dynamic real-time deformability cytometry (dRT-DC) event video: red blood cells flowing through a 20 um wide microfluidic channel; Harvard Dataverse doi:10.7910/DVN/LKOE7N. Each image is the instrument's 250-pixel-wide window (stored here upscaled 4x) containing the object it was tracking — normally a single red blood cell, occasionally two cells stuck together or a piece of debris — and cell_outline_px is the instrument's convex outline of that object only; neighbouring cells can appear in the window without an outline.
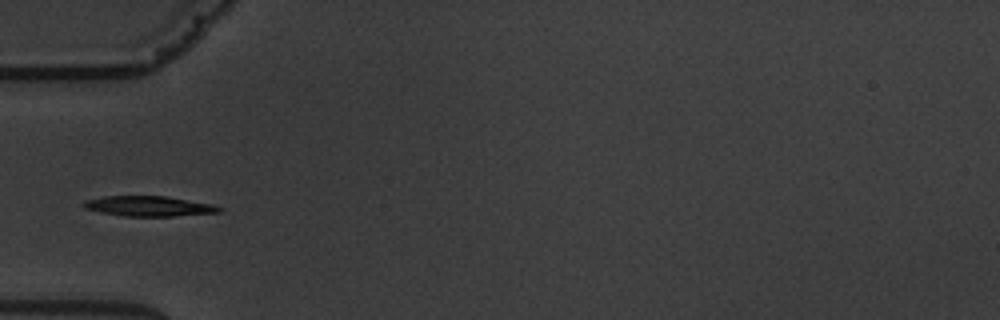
{"species": "common noctule bat (a hibernating species)", "species_latin": "Nyctalus noctula", "temperature_condition": "warm", "stored_images_in_passage": 6, "camera_frame_rate_fps": 3000, "um_per_image_px": 0.085, "animal": {"sex": "male", "body_mass_g": 19.5, "forearm_length_mm": 54.6}, "frame": {"image": 1, "passage_image": 4, "time_ms": 3.333, "image_size_px": [1000, 320], "cell_outline_px": [[224, 208], [220, 212], [172, 216], [124, 216], [100, 212], [84, 208], [80, 204], [84, 200], [104, 196], [164, 196], [212, 204]], "centroid_in_image_um": [12.6, 17.52], "position_along_channel_um": 72.4, "area_um2": 15.9}}
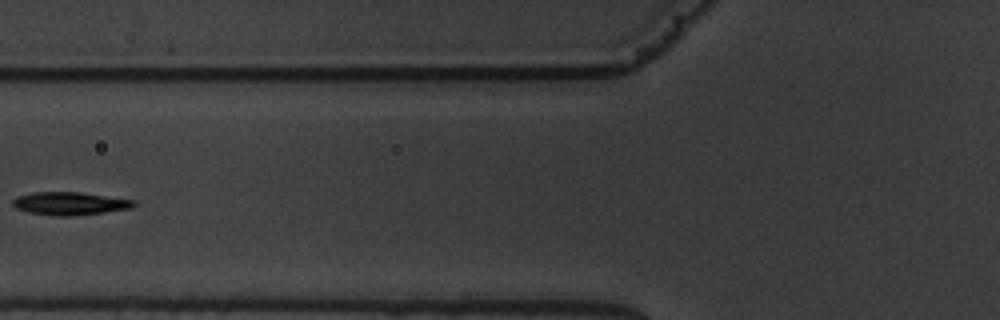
{"frame": {"image": 2, "passage_image": 5, "time_ms": 4.667, "image_size_px": [1000, 320], "cell_outline_px": [[136, 204], [132, 208], [104, 212], [68, 216], [56, 216], [28, 212], [16, 208], [12, 204], [12, 200], [16, 196], [32, 192], [80, 192], [136, 200]], "centroid_in_image_um": [5.92, 17.29], "position_along_channel_um": 119.9, "area_um2": 16.24}}
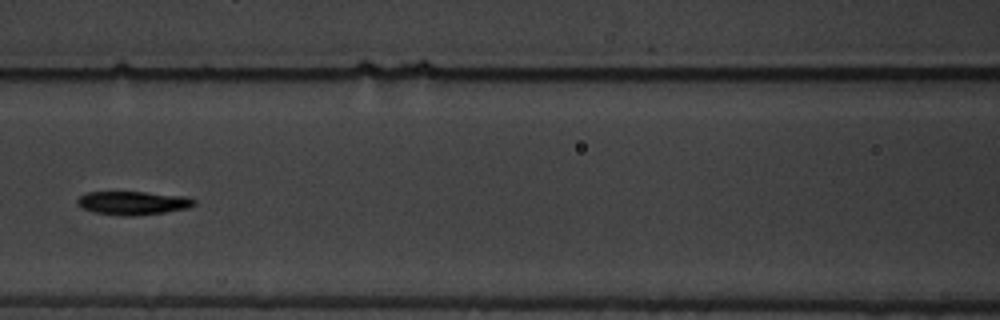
{"frame": {"image": 3, "passage_image": 6, "time_ms": 5.667, "image_size_px": [1000, 320], "cell_outline_px": [[196, 204], [188, 208], [164, 212], [136, 216], [120, 216], [96, 212], [84, 208], [76, 204], [76, 200], [80, 196], [88, 192], [144, 192], [184, 196], [196, 200]], "centroid_in_image_um": [11.31, 17.25], "position_along_channel_um": 155.3, "area_um2": 15.95}}